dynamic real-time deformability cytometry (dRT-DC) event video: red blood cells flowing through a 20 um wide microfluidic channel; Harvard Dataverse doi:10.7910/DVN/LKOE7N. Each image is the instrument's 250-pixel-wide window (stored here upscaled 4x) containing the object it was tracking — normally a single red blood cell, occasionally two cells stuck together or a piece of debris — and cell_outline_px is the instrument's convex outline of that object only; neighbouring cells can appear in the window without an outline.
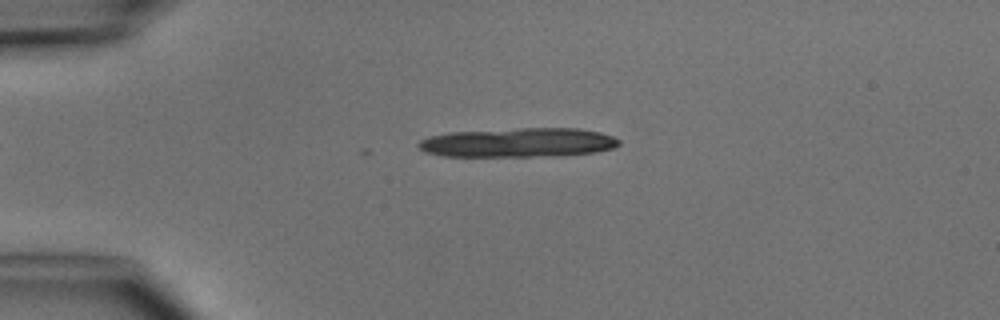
{"species": "common noctule bat (a hibernating species)", "species_latin": "Nyctalus noctula", "temperature_condition": "cold", "stored_images_in_passage": 2, "camera_frame_rate_fps": 3000, "um_per_image_px": 0.085, "animal": {"sex": "male", "body_mass_g": 15.6}, "frame": {"image": 1, "passage_image": 2, "time_ms": 1.333, "image_size_px": [1000, 320], "cell_outline_px": [[620, 144], [612, 148], [596, 152], [556, 156], [444, 156], [424, 152], [416, 144], [420, 140], [428, 136], [448, 132], [520, 128], [576, 128], [600, 132], [612, 136], [620, 140]], "centroid_in_image_um": [44.03, 12.11], "position_along_channel_um": 41.0, "area_um2": 34.33}}